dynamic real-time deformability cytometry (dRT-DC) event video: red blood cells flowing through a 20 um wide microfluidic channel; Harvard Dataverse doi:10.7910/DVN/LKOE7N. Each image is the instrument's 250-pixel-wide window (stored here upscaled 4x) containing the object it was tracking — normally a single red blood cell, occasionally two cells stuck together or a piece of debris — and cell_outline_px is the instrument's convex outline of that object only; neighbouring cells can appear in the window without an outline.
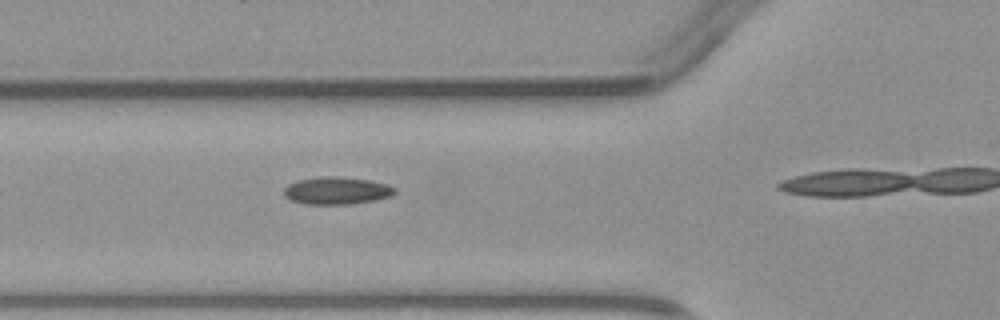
{"species": "common noctule bat (a hibernating species)", "species_latin": "Nyctalus noctula", "temperature_condition": "warm", "stored_images_in_passage": 4, "camera_frame_rate_fps": 3000, "um_per_image_px": 0.085, "animal": {"sex": "male", "body_mass_g": 23.1, "forearm_length_mm": 52.7}, "frame": {"image": 1, "passage_image": 3, "time_ms": 3.333, "image_size_px": [1000, 320], "cell_outline_px": [[396, 192], [392, 196], [376, 200], [352, 204], [304, 204], [292, 200], [284, 196], [284, 188], [288, 184], [296, 180], [324, 176], [336, 176], [368, 180], [388, 184], [396, 188]], "centroid_in_image_um": [28.63, 16.2], "position_along_channel_um": 97.2, "area_um2": 17.86}}